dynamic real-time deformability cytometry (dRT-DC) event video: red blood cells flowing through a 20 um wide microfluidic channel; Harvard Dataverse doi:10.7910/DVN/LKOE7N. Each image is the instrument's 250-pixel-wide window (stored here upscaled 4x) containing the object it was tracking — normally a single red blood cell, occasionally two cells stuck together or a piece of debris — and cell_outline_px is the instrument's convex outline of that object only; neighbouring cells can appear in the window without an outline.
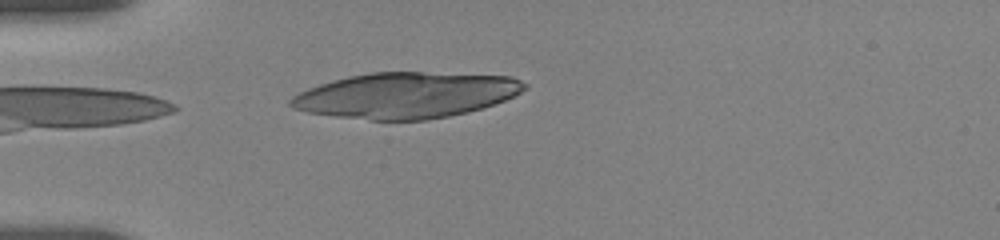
{"species": "human", "species_latin": "Homo sapiens", "temperature_condition": "room temperature", "stored_images_in_passage": 11, "camera_frame_rate_fps": 3000, "um_per_image_px": 0.085, "donor": {"sex": "female"}, "frame": {"image": 1, "passage_image": 1, "time_ms": 0.0, "image_size_px": [1000, 240], "cell_outline_px": [[528, 88], [504, 100], [468, 112], [428, 120], [368, 120], [336, 116], [308, 112], [292, 108], [288, 104], [288, 100], [292, 96], [308, 88], [332, 80], [348, 76], [372, 72], [424, 72], [512, 76], [528, 84]], "centroid_in_image_um": [34.49, 8.09], "position_along_channel_um": 50.5, "area_um2": 62.31}}